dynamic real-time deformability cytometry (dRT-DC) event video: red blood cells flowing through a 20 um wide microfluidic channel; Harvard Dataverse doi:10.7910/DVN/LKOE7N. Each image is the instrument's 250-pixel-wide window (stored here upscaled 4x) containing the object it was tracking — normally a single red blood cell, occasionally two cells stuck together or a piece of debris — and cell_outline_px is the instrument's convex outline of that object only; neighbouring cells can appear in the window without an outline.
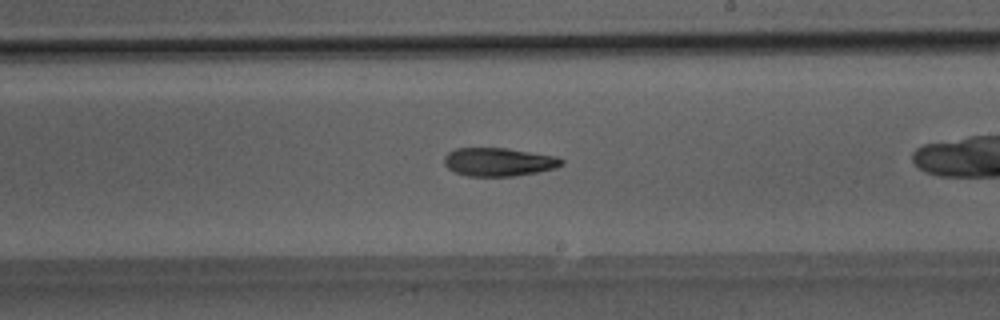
{"species": "Egyptian fruit bat (a non-hibernating species)", "species_latin": "Rousettus aegyptiacus", "temperature_condition": "room temperature", "stored_images_in_passage": 32, "camera_frame_rate_fps": 3000, "um_per_image_px": 0.085, "animal": {"sex": "male"}, "frame": {"image": 1, "passage_image": 19, "time_ms": 6.0, "image_size_px": [1000, 320], "cell_outline_px": [[564, 164], [556, 168], [536, 172], [512, 176], [468, 176], [456, 172], [448, 168], [444, 164], [444, 156], [448, 152], [456, 148], [508, 148], [556, 156], [564, 160]], "centroid_in_image_um": [42.39, 13.76], "position_along_channel_um": 246.6, "area_um2": 19.42}}